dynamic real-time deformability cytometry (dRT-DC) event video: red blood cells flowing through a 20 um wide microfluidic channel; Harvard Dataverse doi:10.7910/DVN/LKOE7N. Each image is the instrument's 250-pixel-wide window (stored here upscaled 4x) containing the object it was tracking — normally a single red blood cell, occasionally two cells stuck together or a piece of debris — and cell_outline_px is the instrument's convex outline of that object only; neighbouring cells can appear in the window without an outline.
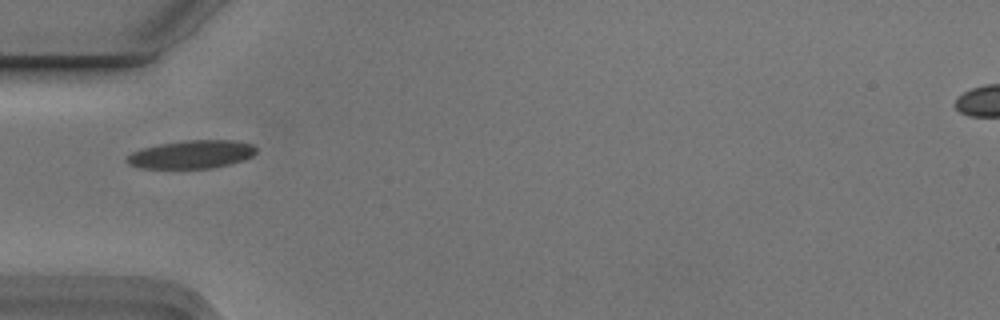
{"species": "Egyptian fruit bat (a non-hibernating species)", "species_latin": "Rousettus aegyptiacus", "temperature_condition": "cold", "stored_images_in_passage": 3, "camera_frame_rate_fps": 3000, "um_per_image_px": 0.085, "animal": {"sex": "male"}, "frame": {"image": 1, "passage_image": 1, "time_ms": 0.0, "image_size_px": [1000, 320], "cell_outline_px": [[256, 152], [252, 156], [244, 160], [232, 164], [212, 168], [140, 168], [128, 164], [124, 160], [132, 152], [144, 148], [160, 144], [184, 140], [236, 140], [252, 144], [256, 148]], "centroid_in_image_um": [16.31, 13.12], "position_along_channel_um": 68.7, "area_um2": 21.33}}
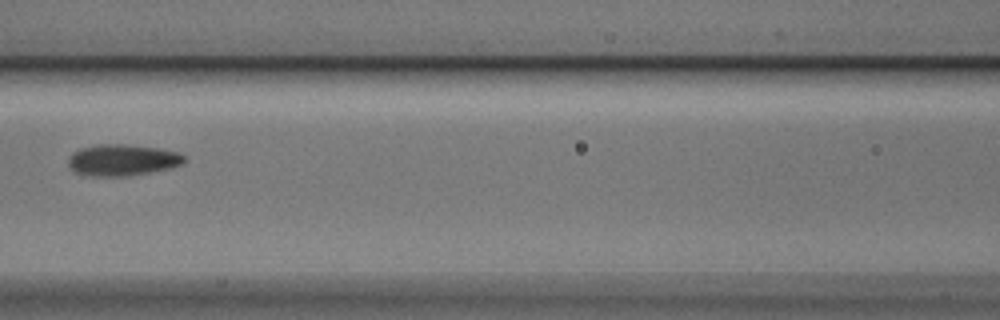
{"frame": {"image": 2, "passage_image": 3, "time_ms": 0.667, "image_size_px": [1000, 320], "cell_outline_px": [[184, 164], [168, 168], [128, 176], [92, 176], [76, 172], [68, 164], [68, 156], [72, 152], [80, 148], [96, 144], [124, 144], [160, 148], [180, 152], [184, 156]], "centroid_in_image_um": [10.39, 13.58], "position_along_channel_um": 156.2, "area_um2": 21.27}}